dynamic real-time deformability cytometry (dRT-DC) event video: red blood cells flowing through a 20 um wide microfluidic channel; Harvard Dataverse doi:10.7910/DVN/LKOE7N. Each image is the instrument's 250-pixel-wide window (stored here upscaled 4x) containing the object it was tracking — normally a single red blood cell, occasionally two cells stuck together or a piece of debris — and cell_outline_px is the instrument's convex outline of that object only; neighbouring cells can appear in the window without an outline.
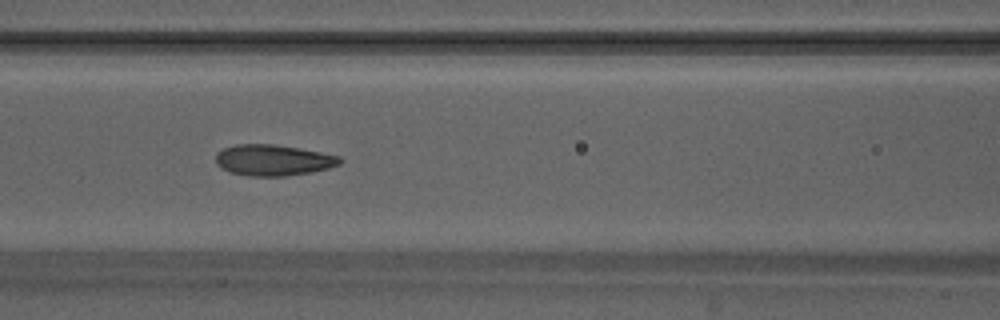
{"species": "Egyptian fruit bat (a non-hibernating species)", "species_latin": "Rousettus aegyptiacus", "temperature_condition": "warm", "stored_images_in_passage": 25, "camera_frame_rate_fps": 3000, "um_per_image_px": 0.085, "animal": {"sex": "male"}, "frame": {"image": 1, "passage_image": 11, "time_ms": 3.333, "image_size_px": [1000, 320], "cell_outline_px": [[344, 160], [340, 164], [328, 168], [312, 172], [284, 176], [248, 176], [232, 172], [220, 168], [216, 164], [216, 152], [224, 148], [236, 144], [272, 144], [300, 148], [340, 156]], "centroid_in_image_um": [23.22, 13.61], "position_along_channel_um": 143.4, "area_um2": 22.54}}
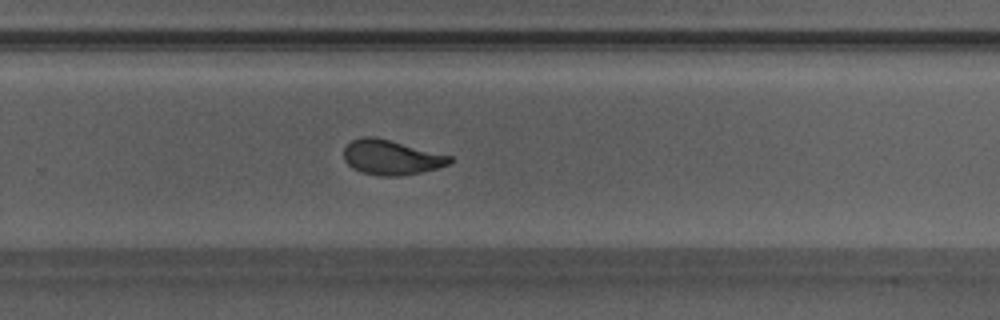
{"frame": {"image": 2, "passage_image": 22, "time_ms": 7.0, "image_size_px": [1000, 320], "cell_outline_px": [[452, 160], [448, 164], [436, 168], [420, 172], [400, 176], [380, 176], [360, 172], [352, 168], [344, 160], [344, 148], [352, 140], [364, 136], [376, 136], [452, 156]], "centroid_in_image_um": [33.22, 13.37], "position_along_channel_um": 296.6, "area_um2": 21.5}}